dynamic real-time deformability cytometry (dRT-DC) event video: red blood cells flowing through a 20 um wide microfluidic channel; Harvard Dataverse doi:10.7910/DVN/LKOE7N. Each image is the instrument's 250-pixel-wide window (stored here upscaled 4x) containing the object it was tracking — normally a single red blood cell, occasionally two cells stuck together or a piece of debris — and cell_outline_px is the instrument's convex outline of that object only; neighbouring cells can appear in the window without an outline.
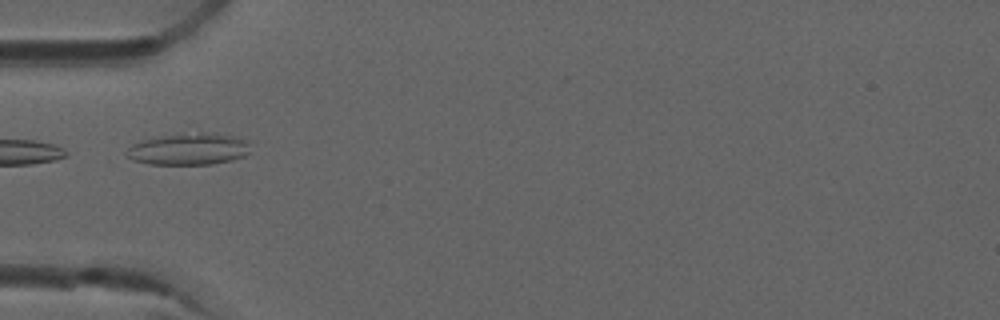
{"species": "common noctule bat (a hibernating species)", "species_latin": "Nyctalus noctula", "temperature_condition": "room temperature", "stored_images_in_passage": 8, "camera_frame_rate_fps": 3000, "um_per_image_px": 0.085, "animal": {"sex": "male", "forearm_length_mm": 52.5}, "frame": {"image": 1, "passage_image": 4, "time_ms": 1.0, "image_size_px": [1000, 320], "cell_outline_px": [[248, 152], [244, 156], [232, 160], [212, 164], [148, 164], [132, 160], [124, 156], [128, 148], [132, 144], [144, 140], [160, 136], [184, 132], [212, 132], [232, 136], [244, 140], [248, 144]], "centroid_in_image_um": [15.99, 12.66], "position_along_channel_um": 69.0, "area_um2": 23.0}}
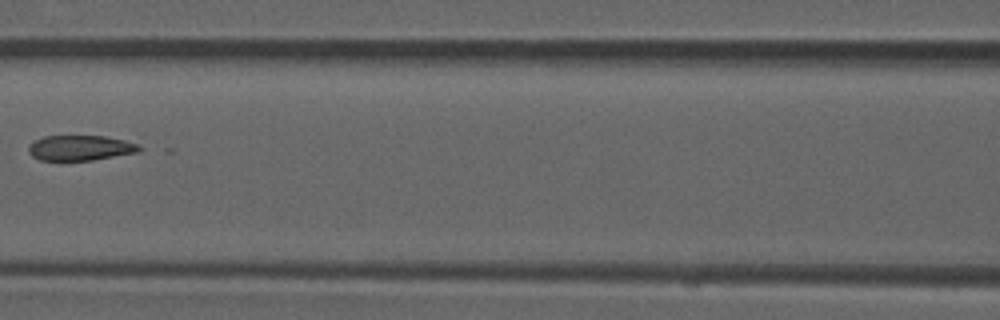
{"frame": {"image": 2, "passage_image": 6, "time_ms": 1.667, "image_size_px": [1000, 320], "cell_outline_px": [[144, 148], [136, 152], [92, 160], [40, 160], [32, 156], [28, 152], [28, 148], [36, 140], [44, 136], [104, 136], [124, 140], [140, 144]], "centroid_in_image_um": [6.85, 12.57], "position_along_channel_um": 159.8, "area_um2": 16.13}}
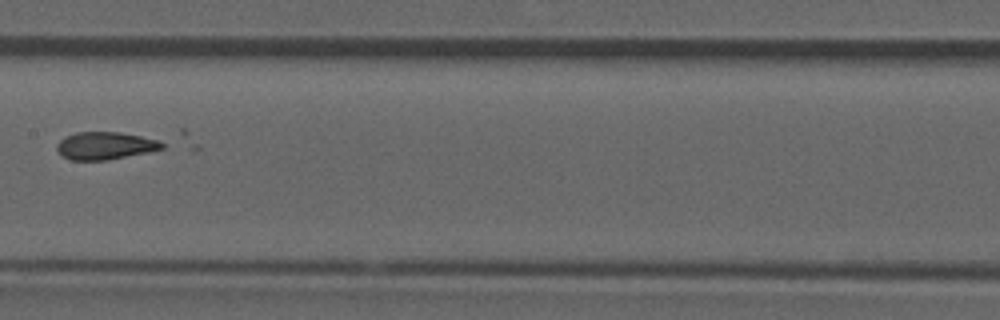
{"frame": {"image": 3, "passage_image": 7, "time_ms": 2.0, "image_size_px": [1000, 320], "cell_outline_px": [[164, 148], [148, 152], [108, 160], [72, 160], [60, 156], [56, 148], [56, 144], [64, 136], [76, 132], [120, 132], [140, 136], [156, 140], [164, 144]], "centroid_in_image_um": [8.88, 12.39], "position_along_channel_um": 198.5, "area_um2": 16.94}}